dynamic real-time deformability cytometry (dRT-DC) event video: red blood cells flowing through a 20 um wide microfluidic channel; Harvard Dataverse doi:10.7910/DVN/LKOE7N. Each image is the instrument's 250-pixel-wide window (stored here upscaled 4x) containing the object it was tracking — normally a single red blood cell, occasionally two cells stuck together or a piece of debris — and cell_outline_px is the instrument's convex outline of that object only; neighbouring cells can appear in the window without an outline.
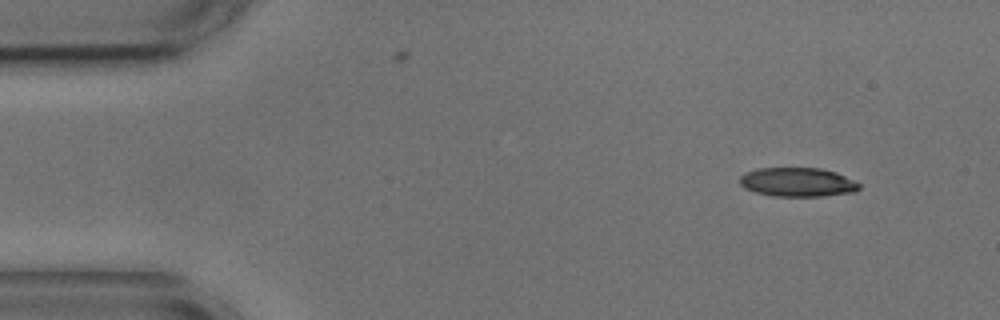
{"species": "common noctule bat (a hibernating species)", "species_latin": "Nyctalus noctula", "temperature_condition": "cold", "stored_images_in_passage": 5, "segment_of_instrument_passage": [2, 2], "camera_frame_rate_fps": 3000, "um_per_image_px": 0.085, "animal": {"sex": "male", "body_mass_g": 17.9, "forearm_length_mm": 54.2}, "frame": {"image": 1, "passage_image": 5, "time_ms": 6.0, "image_size_px": [1000, 320], "cell_outline_px": [[860, 188], [856, 192], [820, 196], [772, 196], [756, 192], [744, 188], [740, 184], [740, 176], [744, 172], [756, 168], [820, 168], [836, 172], [860, 184]], "centroid_in_image_um": [67.76, 15.48], "position_along_channel_um": 17.2, "area_um2": 20.23}}